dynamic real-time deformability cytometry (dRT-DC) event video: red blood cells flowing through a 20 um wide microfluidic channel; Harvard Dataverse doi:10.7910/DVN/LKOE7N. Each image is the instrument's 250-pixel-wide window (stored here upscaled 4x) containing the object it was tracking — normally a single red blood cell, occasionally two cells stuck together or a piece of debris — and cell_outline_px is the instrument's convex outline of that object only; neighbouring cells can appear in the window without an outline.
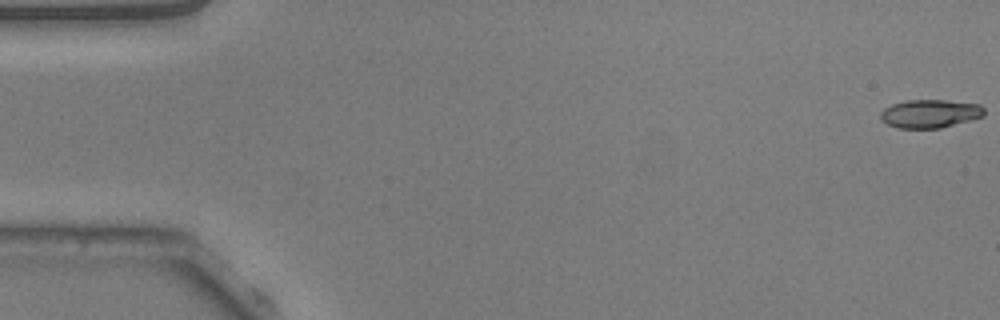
{"species": "common noctule bat (a hibernating species)", "species_latin": "Nyctalus noctula", "temperature_condition": "warm", "stored_images_in_passage": 53, "camera_frame_rate_fps": 3000, "um_per_image_px": 0.085, "animal": {"sex": "male", "body_mass_g": 20.5, "forearm_length_mm": 52.5}, "frame": {"image": 1, "passage_image": 1, "time_ms": 0.0, "image_size_px": [1000, 320], "cell_outline_px": [[984, 116], [940, 128], [900, 128], [888, 124], [880, 120], [880, 112], [884, 108], [892, 104], [908, 100], [948, 100], [980, 104], [984, 108]], "centroid_in_image_um": [79.04, 9.65], "position_along_channel_um": 6.0, "area_um2": 17.11}}
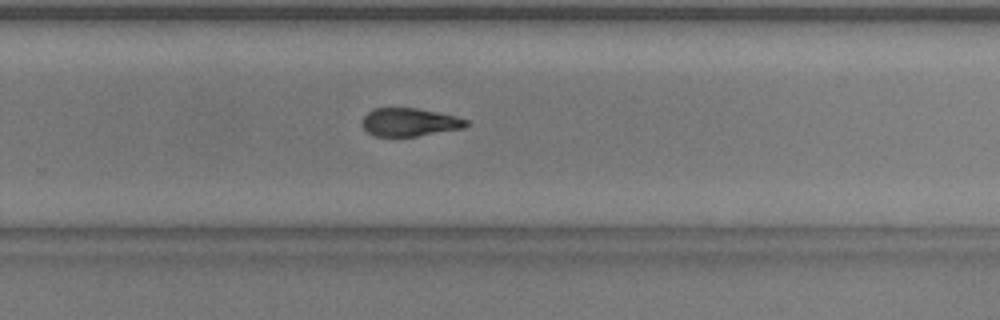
{"frame": {"image": 2, "passage_image": 35, "time_ms": 11.333, "image_size_px": [1000, 320], "cell_outline_px": [[468, 124], [460, 128], [416, 136], [376, 136], [368, 132], [364, 128], [364, 116], [372, 108], [416, 108], [456, 116], [468, 120]], "centroid_in_image_um": [34.79, 10.37], "position_along_channel_um": 295.0, "area_um2": 16.65}}
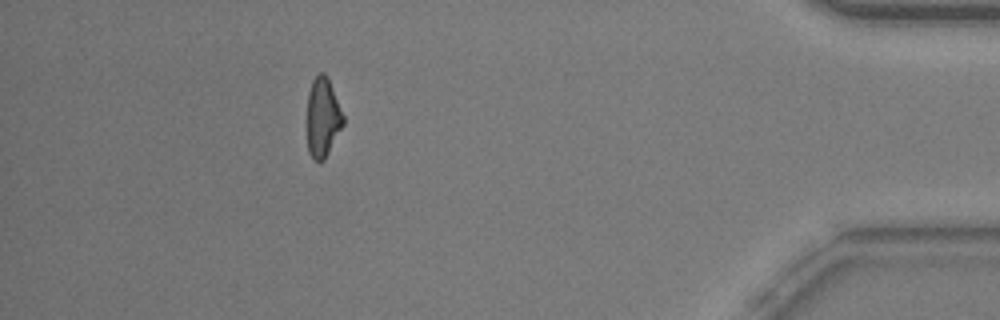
{"frame": {"image": 3, "passage_image": 48, "time_ms": 15.667, "image_size_px": [1000, 320], "cell_outline_px": [[344, 124], [324, 160], [316, 160], [308, 152], [308, 92], [312, 80], [320, 72], [324, 72], [328, 76], [344, 116]], "centroid_in_image_um": [27.45, 9.94], "position_along_channel_um": 407.7, "area_um2": 16.59}, "authors_computed_cell_mechanics": {"area_um2": 17.7446, "velocity_mm_per_s": 3.8372, "shape_relaxation_time_tau1_ms": 3.5116, "shape_relaxation_time_tau2_ms": 5.5106, "deformation_change_tau1": 0.1423, "deformation_change_tau2": 0.1409}}